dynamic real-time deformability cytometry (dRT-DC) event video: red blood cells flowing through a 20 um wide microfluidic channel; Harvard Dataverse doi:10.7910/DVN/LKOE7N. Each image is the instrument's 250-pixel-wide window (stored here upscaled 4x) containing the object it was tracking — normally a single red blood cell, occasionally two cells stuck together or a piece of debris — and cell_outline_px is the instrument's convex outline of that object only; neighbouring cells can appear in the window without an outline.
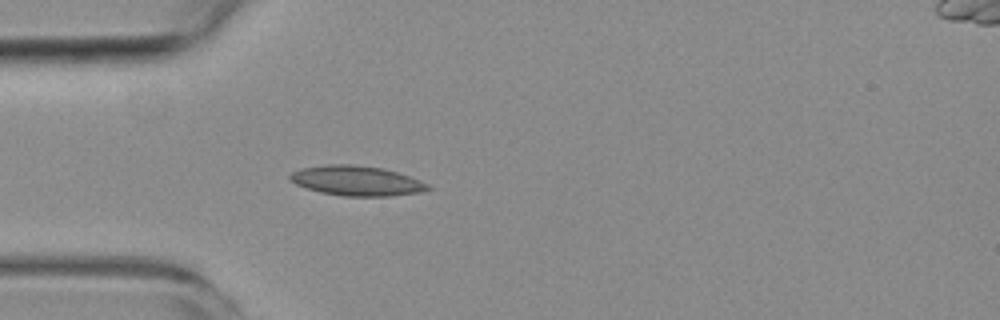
{"species": "common noctule bat (a hibernating species)", "species_latin": "Nyctalus noctula", "temperature_condition": "room temperature", "stored_images_in_passage": 4, "camera_frame_rate_fps": 3000, "um_per_image_px": 0.085, "animal": {"sex": "female", "body_mass_g": 19.3, "forearm_length_mm": 54.1}, "frame": {"image": 1, "passage_image": 4, "time_ms": 3.667, "image_size_px": [1000, 320], "cell_outline_px": [[432, 188], [420, 192], [388, 196], [340, 196], [320, 192], [296, 184], [288, 180], [288, 176], [292, 172], [300, 168], [328, 164], [352, 164], [384, 168], [420, 180], [428, 184]], "centroid_in_image_um": [30.28, 15.36], "position_along_channel_um": 54.7, "area_um2": 24.04}}